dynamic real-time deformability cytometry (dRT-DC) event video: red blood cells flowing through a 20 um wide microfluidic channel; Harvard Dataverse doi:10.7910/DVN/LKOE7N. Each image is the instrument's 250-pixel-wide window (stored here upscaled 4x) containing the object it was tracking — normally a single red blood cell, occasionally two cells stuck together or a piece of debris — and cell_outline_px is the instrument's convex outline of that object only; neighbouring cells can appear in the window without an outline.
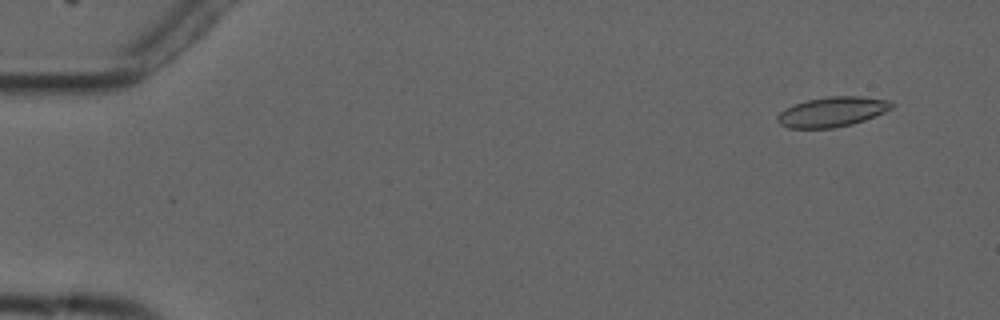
{"species": "common noctule bat (a hibernating species)", "species_latin": "Nyctalus noctula", "temperature_condition": "cold", "stored_images_in_passage": 5, "camera_frame_rate_fps": 3000, "um_per_image_px": 0.085, "animal": {"sex": "male", "forearm_length_mm": 52.5}, "frame": {"image": 1, "passage_image": 2, "time_ms": 1.0, "image_size_px": [1000, 320], "cell_outline_px": [[896, 104], [892, 108], [884, 112], [864, 120], [852, 124], [832, 128], [788, 128], [780, 124], [776, 120], [776, 116], [780, 112], [796, 104], [808, 100], [824, 96], [860, 96], [892, 100]], "centroid_in_image_um": [70.77, 9.49], "position_along_channel_um": 14.2, "area_um2": 19.94}}